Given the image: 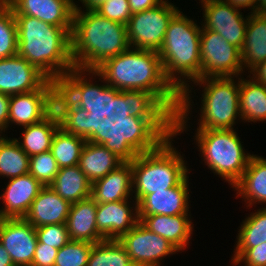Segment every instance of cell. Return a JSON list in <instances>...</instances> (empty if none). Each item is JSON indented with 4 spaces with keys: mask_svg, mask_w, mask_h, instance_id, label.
I'll use <instances>...</instances> for the list:
<instances>
[{
    "mask_svg": "<svg viewBox=\"0 0 266 266\" xmlns=\"http://www.w3.org/2000/svg\"><path fill=\"white\" fill-rule=\"evenodd\" d=\"M106 84L122 90L151 93L174 117L180 106V93L166 79L158 52L129 48L106 59L95 69Z\"/></svg>",
    "mask_w": 266,
    "mask_h": 266,
    "instance_id": "cell-1",
    "label": "cell"
},
{
    "mask_svg": "<svg viewBox=\"0 0 266 266\" xmlns=\"http://www.w3.org/2000/svg\"><path fill=\"white\" fill-rule=\"evenodd\" d=\"M228 2L231 6L234 8H237L239 10H243L247 8L248 10L250 9L251 11L249 12L250 14L256 12L257 8V0H224Z\"/></svg>",
    "mask_w": 266,
    "mask_h": 266,
    "instance_id": "cell-47",
    "label": "cell"
},
{
    "mask_svg": "<svg viewBox=\"0 0 266 266\" xmlns=\"http://www.w3.org/2000/svg\"><path fill=\"white\" fill-rule=\"evenodd\" d=\"M132 14L156 7L163 0H127Z\"/></svg>",
    "mask_w": 266,
    "mask_h": 266,
    "instance_id": "cell-45",
    "label": "cell"
},
{
    "mask_svg": "<svg viewBox=\"0 0 266 266\" xmlns=\"http://www.w3.org/2000/svg\"><path fill=\"white\" fill-rule=\"evenodd\" d=\"M17 55L25 58L49 80L59 82L74 68L71 55L72 27H58L35 17L14 15Z\"/></svg>",
    "mask_w": 266,
    "mask_h": 266,
    "instance_id": "cell-3",
    "label": "cell"
},
{
    "mask_svg": "<svg viewBox=\"0 0 266 266\" xmlns=\"http://www.w3.org/2000/svg\"><path fill=\"white\" fill-rule=\"evenodd\" d=\"M194 85V86H193ZM202 87L198 126L195 130L207 129H234L238 121L242 122L240 113L239 90L240 76L236 77H209L193 81L180 93V106L175 116V134L189 131L191 127L192 92L196 96L195 86ZM193 86V87H192ZM194 90V91H193ZM192 101V102H191ZM190 116V117H189Z\"/></svg>",
    "mask_w": 266,
    "mask_h": 266,
    "instance_id": "cell-2",
    "label": "cell"
},
{
    "mask_svg": "<svg viewBox=\"0 0 266 266\" xmlns=\"http://www.w3.org/2000/svg\"><path fill=\"white\" fill-rule=\"evenodd\" d=\"M5 191L0 194L2 205L0 218H24L32 202L44 187L36 178L27 173L8 179Z\"/></svg>",
    "mask_w": 266,
    "mask_h": 266,
    "instance_id": "cell-19",
    "label": "cell"
},
{
    "mask_svg": "<svg viewBox=\"0 0 266 266\" xmlns=\"http://www.w3.org/2000/svg\"><path fill=\"white\" fill-rule=\"evenodd\" d=\"M59 127L58 114L53 110L42 121L22 127L20 137L14 140L31 157L51 150L53 136Z\"/></svg>",
    "mask_w": 266,
    "mask_h": 266,
    "instance_id": "cell-28",
    "label": "cell"
},
{
    "mask_svg": "<svg viewBox=\"0 0 266 266\" xmlns=\"http://www.w3.org/2000/svg\"><path fill=\"white\" fill-rule=\"evenodd\" d=\"M86 140L59 127L53 136L51 152L59 168L76 166Z\"/></svg>",
    "mask_w": 266,
    "mask_h": 266,
    "instance_id": "cell-33",
    "label": "cell"
},
{
    "mask_svg": "<svg viewBox=\"0 0 266 266\" xmlns=\"http://www.w3.org/2000/svg\"><path fill=\"white\" fill-rule=\"evenodd\" d=\"M48 78L25 58L0 59V93L15 95L39 89Z\"/></svg>",
    "mask_w": 266,
    "mask_h": 266,
    "instance_id": "cell-16",
    "label": "cell"
},
{
    "mask_svg": "<svg viewBox=\"0 0 266 266\" xmlns=\"http://www.w3.org/2000/svg\"><path fill=\"white\" fill-rule=\"evenodd\" d=\"M201 27L180 10L170 21L158 51L164 75L179 93L201 79Z\"/></svg>",
    "mask_w": 266,
    "mask_h": 266,
    "instance_id": "cell-6",
    "label": "cell"
},
{
    "mask_svg": "<svg viewBox=\"0 0 266 266\" xmlns=\"http://www.w3.org/2000/svg\"><path fill=\"white\" fill-rule=\"evenodd\" d=\"M138 222V203L134 199L97 204V229L105 239L118 240Z\"/></svg>",
    "mask_w": 266,
    "mask_h": 266,
    "instance_id": "cell-17",
    "label": "cell"
},
{
    "mask_svg": "<svg viewBox=\"0 0 266 266\" xmlns=\"http://www.w3.org/2000/svg\"><path fill=\"white\" fill-rule=\"evenodd\" d=\"M180 10L174 2L163 0L154 8L132 14L126 25L130 47L158 52L170 21Z\"/></svg>",
    "mask_w": 266,
    "mask_h": 266,
    "instance_id": "cell-10",
    "label": "cell"
},
{
    "mask_svg": "<svg viewBox=\"0 0 266 266\" xmlns=\"http://www.w3.org/2000/svg\"><path fill=\"white\" fill-rule=\"evenodd\" d=\"M79 1L82 4V7L77 4ZM107 0H73L74 10H96L98 7H100L103 3H105Z\"/></svg>",
    "mask_w": 266,
    "mask_h": 266,
    "instance_id": "cell-48",
    "label": "cell"
},
{
    "mask_svg": "<svg viewBox=\"0 0 266 266\" xmlns=\"http://www.w3.org/2000/svg\"><path fill=\"white\" fill-rule=\"evenodd\" d=\"M59 169L51 151L29 157V174L36 178L44 187L53 183Z\"/></svg>",
    "mask_w": 266,
    "mask_h": 266,
    "instance_id": "cell-39",
    "label": "cell"
},
{
    "mask_svg": "<svg viewBox=\"0 0 266 266\" xmlns=\"http://www.w3.org/2000/svg\"><path fill=\"white\" fill-rule=\"evenodd\" d=\"M191 217V214L149 215L139 217V222L149 231L168 240L179 252H184L193 236L194 222Z\"/></svg>",
    "mask_w": 266,
    "mask_h": 266,
    "instance_id": "cell-21",
    "label": "cell"
},
{
    "mask_svg": "<svg viewBox=\"0 0 266 266\" xmlns=\"http://www.w3.org/2000/svg\"><path fill=\"white\" fill-rule=\"evenodd\" d=\"M0 135V178L12 179L29 173V156L12 137Z\"/></svg>",
    "mask_w": 266,
    "mask_h": 266,
    "instance_id": "cell-32",
    "label": "cell"
},
{
    "mask_svg": "<svg viewBox=\"0 0 266 266\" xmlns=\"http://www.w3.org/2000/svg\"><path fill=\"white\" fill-rule=\"evenodd\" d=\"M129 48L126 25L95 10H74L71 32L74 67L95 70L106 59Z\"/></svg>",
    "mask_w": 266,
    "mask_h": 266,
    "instance_id": "cell-4",
    "label": "cell"
},
{
    "mask_svg": "<svg viewBox=\"0 0 266 266\" xmlns=\"http://www.w3.org/2000/svg\"><path fill=\"white\" fill-rule=\"evenodd\" d=\"M70 206L68 201L46 186L40 190L24 219L34 228L51 224H65Z\"/></svg>",
    "mask_w": 266,
    "mask_h": 266,
    "instance_id": "cell-23",
    "label": "cell"
},
{
    "mask_svg": "<svg viewBox=\"0 0 266 266\" xmlns=\"http://www.w3.org/2000/svg\"><path fill=\"white\" fill-rule=\"evenodd\" d=\"M114 114L134 117H174L151 93L122 90L116 95Z\"/></svg>",
    "mask_w": 266,
    "mask_h": 266,
    "instance_id": "cell-26",
    "label": "cell"
},
{
    "mask_svg": "<svg viewBox=\"0 0 266 266\" xmlns=\"http://www.w3.org/2000/svg\"><path fill=\"white\" fill-rule=\"evenodd\" d=\"M124 163L104 145L86 141L80 154L78 166L93 183Z\"/></svg>",
    "mask_w": 266,
    "mask_h": 266,
    "instance_id": "cell-29",
    "label": "cell"
},
{
    "mask_svg": "<svg viewBox=\"0 0 266 266\" xmlns=\"http://www.w3.org/2000/svg\"><path fill=\"white\" fill-rule=\"evenodd\" d=\"M58 89L74 105L87 110L90 117L102 121L114 115L119 90L107 85L96 70L74 67L60 79Z\"/></svg>",
    "mask_w": 266,
    "mask_h": 266,
    "instance_id": "cell-9",
    "label": "cell"
},
{
    "mask_svg": "<svg viewBox=\"0 0 266 266\" xmlns=\"http://www.w3.org/2000/svg\"><path fill=\"white\" fill-rule=\"evenodd\" d=\"M58 249L37 242L31 266H54Z\"/></svg>",
    "mask_w": 266,
    "mask_h": 266,
    "instance_id": "cell-43",
    "label": "cell"
},
{
    "mask_svg": "<svg viewBox=\"0 0 266 266\" xmlns=\"http://www.w3.org/2000/svg\"><path fill=\"white\" fill-rule=\"evenodd\" d=\"M0 242L15 266H31L38 242L35 228L24 218H0Z\"/></svg>",
    "mask_w": 266,
    "mask_h": 266,
    "instance_id": "cell-15",
    "label": "cell"
},
{
    "mask_svg": "<svg viewBox=\"0 0 266 266\" xmlns=\"http://www.w3.org/2000/svg\"><path fill=\"white\" fill-rule=\"evenodd\" d=\"M57 89L58 83L48 79L37 90L10 95L8 128L29 126L46 118L54 110Z\"/></svg>",
    "mask_w": 266,
    "mask_h": 266,
    "instance_id": "cell-13",
    "label": "cell"
},
{
    "mask_svg": "<svg viewBox=\"0 0 266 266\" xmlns=\"http://www.w3.org/2000/svg\"><path fill=\"white\" fill-rule=\"evenodd\" d=\"M96 212L97 203L91 196L71 204L65 222L70 240L93 244L105 240L97 229Z\"/></svg>",
    "mask_w": 266,
    "mask_h": 266,
    "instance_id": "cell-22",
    "label": "cell"
},
{
    "mask_svg": "<svg viewBox=\"0 0 266 266\" xmlns=\"http://www.w3.org/2000/svg\"><path fill=\"white\" fill-rule=\"evenodd\" d=\"M202 10V27L217 32L228 43L240 50L245 40V31L249 13L245 15L242 10L234 8L224 0H199Z\"/></svg>",
    "mask_w": 266,
    "mask_h": 266,
    "instance_id": "cell-14",
    "label": "cell"
},
{
    "mask_svg": "<svg viewBox=\"0 0 266 266\" xmlns=\"http://www.w3.org/2000/svg\"><path fill=\"white\" fill-rule=\"evenodd\" d=\"M118 240L134 266H163L164 258L179 252L168 240L149 231L140 222Z\"/></svg>",
    "mask_w": 266,
    "mask_h": 266,
    "instance_id": "cell-12",
    "label": "cell"
},
{
    "mask_svg": "<svg viewBox=\"0 0 266 266\" xmlns=\"http://www.w3.org/2000/svg\"><path fill=\"white\" fill-rule=\"evenodd\" d=\"M93 243L70 240L58 249L54 266H87Z\"/></svg>",
    "mask_w": 266,
    "mask_h": 266,
    "instance_id": "cell-38",
    "label": "cell"
},
{
    "mask_svg": "<svg viewBox=\"0 0 266 266\" xmlns=\"http://www.w3.org/2000/svg\"><path fill=\"white\" fill-rule=\"evenodd\" d=\"M87 266H134L124 246L116 239L93 244Z\"/></svg>",
    "mask_w": 266,
    "mask_h": 266,
    "instance_id": "cell-36",
    "label": "cell"
},
{
    "mask_svg": "<svg viewBox=\"0 0 266 266\" xmlns=\"http://www.w3.org/2000/svg\"><path fill=\"white\" fill-rule=\"evenodd\" d=\"M256 13L266 14V0H257Z\"/></svg>",
    "mask_w": 266,
    "mask_h": 266,
    "instance_id": "cell-50",
    "label": "cell"
},
{
    "mask_svg": "<svg viewBox=\"0 0 266 266\" xmlns=\"http://www.w3.org/2000/svg\"><path fill=\"white\" fill-rule=\"evenodd\" d=\"M100 120L95 117L88 116L85 119V140L97 144V125Z\"/></svg>",
    "mask_w": 266,
    "mask_h": 266,
    "instance_id": "cell-46",
    "label": "cell"
},
{
    "mask_svg": "<svg viewBox=\"0 0 266 266\" xmlns=\"http://www.w3.org/2000/svg\"><path fill=\"white\" fill-rule=\"evenodd\" d=\"M175 133V117H105L97 125V144L104 145L123 162L155 150Z\"/></svg>",
    "mask_w": 266,
    "mask_h": 266,
    "instance_id": "cell-5",
    "label": "cell"
},
{
    "mask_svg": "<svg viewBox=\"0 0 266 266\" xmlns=\"http://www.w3.org/2000/svg\"><path fill=\"white\" fill-rule=\"evenodd\" d=\"M54 110L58 114L60 127L85 139V119L89 115L87 110L74 105L59 89L54 96Z\"/></svg>",
    "mask_w": 266,
    "mask_h": 266,
    "instance_id": "cell-34",
    "label": "cell"
},
{
    "mask_svg": "<svg viewBox=\"0 0 266 266\" xmlns=\"http://www.w3.org/2000/svg\"><path fill=\"white\" fill-rule=\"evenodd\" d=\"M132 181L131 162H124L103 178L91 183V197L97 204L134 199Z\"/></svg>",
    "mask_w": 266,
    "mask_h": 266,
    "instance_id": "cell-24",
    "label": "cell"
},
{
    "mask_svg": "<svg viewBox=\"0 0 266 266\" xmlns=\"http://www.w3.org/2000/svg\"><path fill=\"white\" fill-rule=\"evenodd\" d=\"M49 187L70 204L91 196V182L78 165L60 168Z\"/></svg>",
    "mask_w": 266,
    "mask_h": 266,
    "instance_id": "cell-31",
    "label": "cell"
},
{
    "mask_svg": "<svg viewBox=\"0 0 266 266\" xmlns=\"http://www.w3.org/2000/svg\"><path fill=\"white\" fill-rule=\"evenodd\" d=\"M39 243L60 249L70 241L65 224H51L35 228Z\"/></svg>",
    "mask_w": 266,
    "mask_h": 266,
    "instance_id": "cell-41",
    "label": "cell"
},
{
    "mask_svg": "<svg viewBox=\"0 0 266 266\" xmlns=\"http://www.w3.org/2000/svg\"><path fill=\"white\" fill-rule=\"evenodd\" d=\"M232 188L247 209L266 204V158L253 153L241 179Z\"/></svg>",
    "mask_w": 266,
    "mask_h": 266,
    "instance_id": "cell-25",
    "label": "cell"
},
{
    "mask_svg": "<svg viewBox=\"0 0 266 266\" xmlns=\"http://www.w3.org/2000/svg\"><path fill=\"white\" fill-rule=\"evenodd\" d=\"M189 175L177 186L146 195L138 203V217L191 214ZM190 196V197H189ZM190 204V205H189Z\"/></svg>",
    "mask_w": 266,
    "mask_h": 266,
    "instance_id": "cell-18",
    "label": "cell"
},
{
    "mask_svg": "<svg viewBox=\"0 0 266 266\" xmlns=\"http://www.w3.org/2000/svg\"><path fill=\"white\" fill-rule=\"evenodd\" d=\"M244 73L266 60V14L249 13L245 40L241 49ZM246 68V69H245ZM246 70V71H245Z\"/></svg>",
    "mask_w": 266,
    "mask_h": 266,
    "instance_id": "cell-27",
    "label": "cell"
},
{
    "mask_svg": "<svg viewBox=\"0 0 266 266\" xmlns=\"http://www.w3.org/2000/svg\"><path fill=\"white\" fill-rule=\"evenodd\" d=\"M194 143L204 165L228 182L231 188L241 179L250 157L235 129L195 130Z\"/></svg>",
    "mask_w": 266,
    "mask_h": 266,
    "instance_id": "cell-8",
    "label": "cell"
},
{
    "mask_svg": "<svg viewBox=\"0 0 266 266\" xmlns=\"http://www.w3.org/2000/svg\"><path fill=\"white\" fill-rule=\"evenodd\" d=\"M14 15L35 17L58 27H72L73 0H5Z\"/></svg>",
    "mask_w": 266,
    "mask_h": 266,
    "instance_id": "cell-20",
    "label": "cell"
},
{
    "mask_svg": "<svg viewBox=\"0 0 266 266\" xmlns=\"http://www.w3.org/2000/svg\"><path fill=\"white\" fill-rule=\"evenodd\" d=\"M240 76L239 106L241 119L246 122L266 121V85L259 83L252 76Z\"/></svg>",
    "mask_w": 266,
    "mask_h": 266,
    "instance_id": "cell-30",
    "label": "cell"
},
{
    "mask_svg": "<svg viewBox=\"0 0 266 266\" xmlns=\"http://www.w3.org/2000/svg\"><path fill=\"white\" fill-rule=\"evenodd\" d=\"M101 16L109 20L127 25L132 12L127 0H107L96 10Z\"/></svg>",
    "mask_w": 266,
    "mask_h": 266,
    "instance_id": "cell-42",
    "label": "cell"
},
{
    "mask_svg": "<svg viewBox=\"0 0 266 266\" xmlns=\"http://www.w3.org/2000/svg\"><path fill=\"white\" fill-rule=\"evenodd\" d=\"M174 133L155 150L137 155L131 162L133 198L139 203L146 195L179 185L192 172L177 150Z\"/></svg>",
    "mask_w": 266,
    "mask_h": 266,
    "instance_id": "cell-7",
    "label": "cell"
},
{
    "mask_svg": "<svg viewBox=\"0 0 266 266\" xmlns=\"http://www.w3.org/2000/svg\"><path fill=\"white\" fill-rule=\"evenodd\" d=\"M0 266H15L8 251L3 247L0 242Z\"/></svg>",
    "mask_w": 266,
    "mask_h": 266,
    "instance_id": "cell-49",
    "label": "cell"
},
{
    "mask_svg": "<svg viewBox=\"0 0 266 266\" xmlns=\"http://www.w3.org/2000/svg\"><path fill=\"white\" fill-rule=\"evenodd\" d=\"M9 101L10 96L0 93V135L8 133V117H9Z\"/></svg>",
    "mask_w": 266,
    "mask_h": 266,
    "instance_id": "cell-44",
    "label": "cell"
},
{
    "mask_svg": "<svg viewBox=\"0 0 266 266\" xmlns=\"http://www.w3.org/2000/svg\"><path fill=\"white\" fill-rule=\"evenodd\" d=\"M17 24L11 6L0 0V59L17 55Z\"/></svg>",
    "mask_w": 266,
    "mask_h": 266,
    "instance_id": "cell-37",
    "label": "cell"
},
{
    "mask_svg": "<svg viewBox=\"0 0 266 266\" xmlns=\"http://www.w3.org/2000/svg\"><path fill=\"white\" fill-rule=\"evenodd\" d=\"M232 266H266V242L253 248H234Z\"/></svg>",
    "mask_w": 266,
    "mask_h": 266,
    "instance_id": "cell-40",
    "label": "cell"
},
{
    "mask_svg": "<svg viewBox=\"0 0 266 266\" xmlns=\"http://www.w3.org/2000/svg\"><path fill=\"white\" fill-rule=\"evenodd\" d=\"M240 225L234 248H253L266 242V206L248 214Z\"/></svg>",
    "mask_w": 266,
    "mask_h": 266,
    "instance_id": "cell-35",
    "label": "cell"
},
{
    "mask_svg": "<svg viewBox=\"0 0 266 266\" xmlns=\"http://www.w3.org/2000/svg\"><path fill=\"white\" fill-rule=\"evenodd\" d=\"M201 78L236 77L244 74L241 50L217 32L201 27Z\"/></svg>",
    "mask_w": 266,
    "mask_h": 266,
    "instance_id": "cell-11",
    "label": "cell"
}]
</instances>
